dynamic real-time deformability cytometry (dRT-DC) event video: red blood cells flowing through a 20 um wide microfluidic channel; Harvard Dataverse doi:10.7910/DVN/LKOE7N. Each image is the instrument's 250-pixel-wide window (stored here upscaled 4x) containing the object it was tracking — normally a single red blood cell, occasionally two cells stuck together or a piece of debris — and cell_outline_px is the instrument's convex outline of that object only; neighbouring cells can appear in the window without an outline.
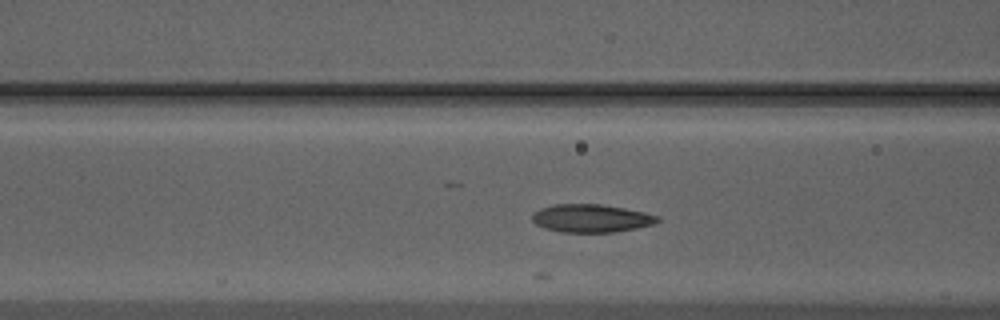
{"species": "Egyptian fruit bat (a non-hibernating species)", "species_latin": "Rousettus aegyptiacus", "temperature_condition": "warm", "stored_images_in_passage": 11, "camera_frame_rate_fps": 3000, "um_per_image_px": 0.085, "animal": {"sex": "male"}, "frame": {"image": 1, "passage_image": 5, "time_ms": 1.333, "image_size_px": [1000, 320], "cell_outline_px": [[660, 220], [656, 224], [636, 228], [612, 232], [560, 232], [544, 228], [536, 224], [532, 220], [532, 212], [540, 208], [556, 204], [600, 204], [624, 208], [644, 212], [660, 216]], "centroid_in_image_um": [50.25, 18.55], "position_along_channel_um": 116.3, "area_um2": 20.58}}
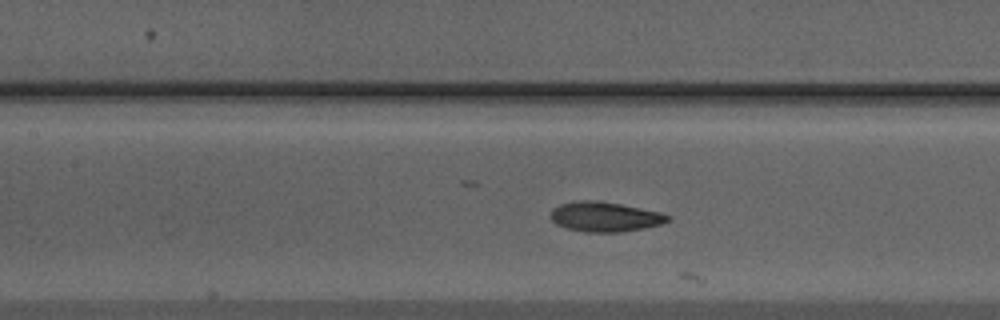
{"frame": {"image": 2, "passage_image": 8, "time_ms": 2.333, "image_size_px": [1000, 320], "cell_outline_px": [[672, 220], [660, 224], [644, 228], [620, 232], [584, 232], [564, 228], [556, 224], [552, 220], [552, 208], [560, 204], [576, 200], [596, 200], [620, 204], [660, 212], [672, 216]], "centroid_in_image_um": [51.42, 18.42], "position_along_channel_um": 156.0, "area_um2": 20.46}}